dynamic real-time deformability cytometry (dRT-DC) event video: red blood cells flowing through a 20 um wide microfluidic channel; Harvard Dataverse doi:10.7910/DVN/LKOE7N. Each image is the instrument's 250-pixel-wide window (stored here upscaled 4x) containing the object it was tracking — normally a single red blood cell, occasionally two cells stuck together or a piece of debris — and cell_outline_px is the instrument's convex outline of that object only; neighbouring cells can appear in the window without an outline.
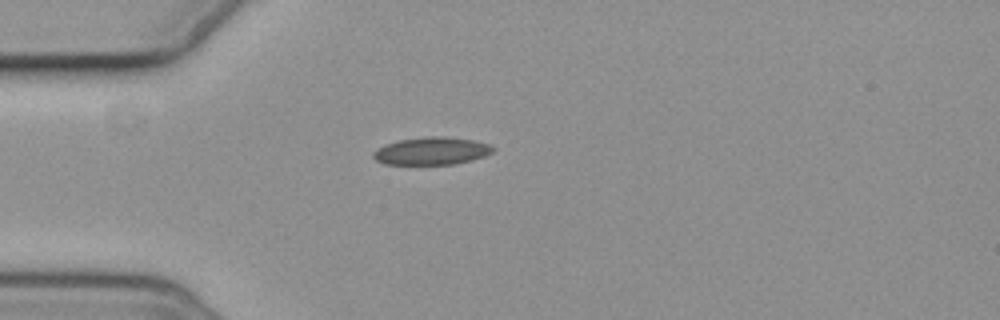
{"species": "common noctule bat (a hibernating species)", "species_latin": "Nyctalus noctula", "temperature_condition": "cold", "stored_images_in_passage": 1, "camera_frame_rate_fps": 3000, "um_per_image_px": 0.085, "animal": {"sex": "female", "body_mass_g": 19.3, "forearm_length_mm": 54.1}, "frame": {"image": 1, "passage_image": 1, "time_ms": 0.0, "image_size_px": [1000, 320], "cell_outline_px": [[496, 148], [492, 152], [484, 156], [472, 160], [456, 164], [384, 164], [376, 160], [372, 156], [372, 152], [388, 144], [400, 140], [428, 136], [444, 136], [472, 140], [488, 144]], "centroid_in_image_um": [36.71, 12.84], "position_along_channel_um": 48.3, "area_um2": 19.07}}